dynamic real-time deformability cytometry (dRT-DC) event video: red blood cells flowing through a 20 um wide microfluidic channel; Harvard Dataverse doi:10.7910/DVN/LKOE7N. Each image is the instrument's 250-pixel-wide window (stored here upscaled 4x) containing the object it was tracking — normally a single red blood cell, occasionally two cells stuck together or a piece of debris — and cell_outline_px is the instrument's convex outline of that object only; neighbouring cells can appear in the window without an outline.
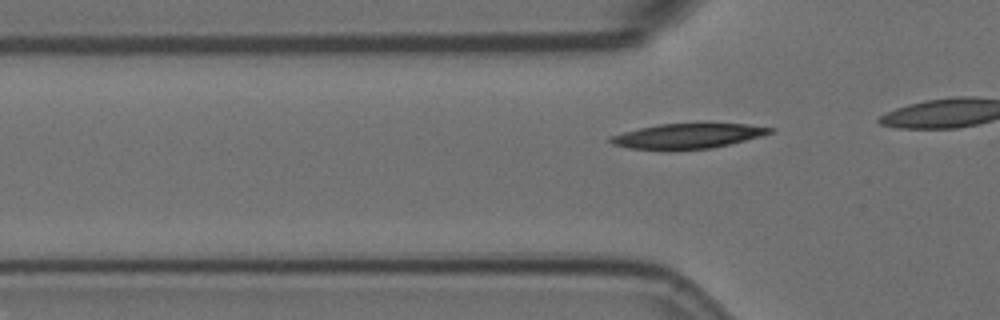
{"species": "Egyptian fruit bat (a non-hibernating species)", "species_latin": "Rousettus aegyptiacus", "temperature_condition": "room temperature", "stored_images_in_passage": 3, "camera_frame_rate_fps": 3000, "um_per_image_px": 0.085, "animal": {"sex": "female"}, "frame": {"image": 1, "passage_image": 3, "time_ms": 0.667, "image_size_px": [1000, 320], "cell_outline_px": [[776, 132], [712, 148], [668, 152], [628, 148], [612, 144], [608, 140], [608, 136], [640, 128], [660, 124], [704, 120], [748, 124], [776, 128]], "centroid_in_image_um": [58.48, 11.53], "position_along_channel_um": 67.3, "area_um2": 24.97}}